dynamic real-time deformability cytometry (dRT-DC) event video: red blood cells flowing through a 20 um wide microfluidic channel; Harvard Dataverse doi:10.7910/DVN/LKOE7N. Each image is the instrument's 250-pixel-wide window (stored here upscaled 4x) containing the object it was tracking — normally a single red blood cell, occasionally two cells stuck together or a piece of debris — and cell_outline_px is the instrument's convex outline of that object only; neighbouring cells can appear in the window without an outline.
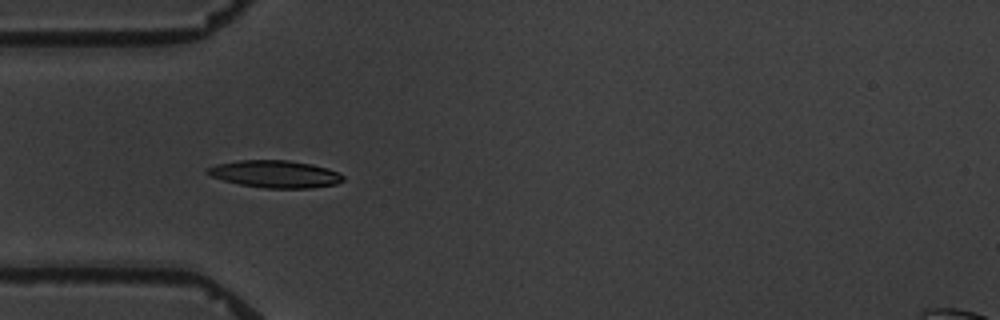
{"species": "common noctule bat (a hibernating species)", "species_latin": "Nyctalus noctula", "temperature_condition": "warm", "stored_images_in_passage": 6, "camera_frame_rate_fps": 3000, "um_per_image_px": 0.085, "animal": {"sex": "male", "body_mass_g": 19.5, "forearm_length_mm": 54.6}, "frame": {"image": 1, "passage_image": 4, "time_ms": 3.333, "image_size_px": [1000, 320], "cell_outline_px": [[344, 180], [336, 184], [312, 188], [264, 188], [240, 184], [224, 180], [212, 176], [204, 172], [208, 168], [216, 164], [240, 160], [288, 160], [312, 164], [328, 168], [340, 172], [344, 176]], "centroid_in_image_um": [23.43, 14.79], "position_along_channel_um": 61.6, "area_um2": 21.62}}
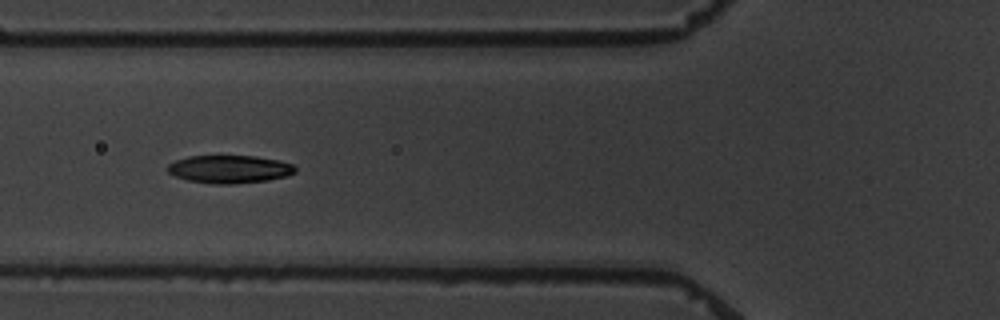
{"frame": {"image": 2, "passage_image": 5, "time_ms": 4.667, "image_size_px": [1000, 320], "cell_outline_px": [[296, 172], [288, 176], [268, 180], [232, 184], [212, 184], [188, 180], [176, 176], [168, 172], [168, 164], [176, 160], [188, 156], [256, 156], [280, 160], [292, 164], [296, 168]], "centroid_in_image_um": [19.54, 14.38], "position_along_channel_um": 106.3, "area_um2": 20.81}}
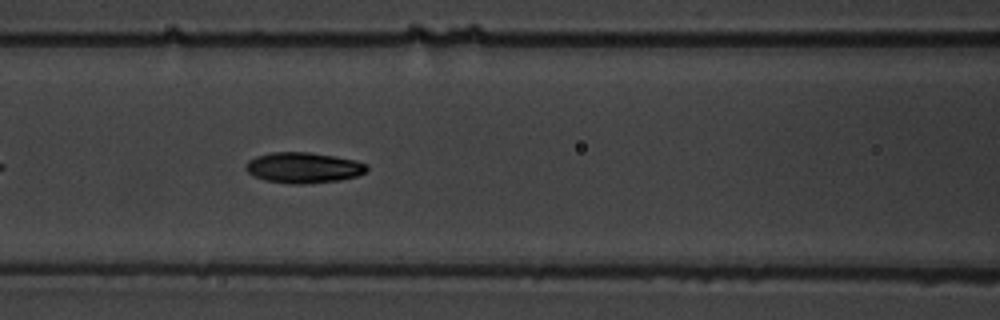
{"frame": {"image": 3, "passage_image": 6, "time_ms": 5.667, "image_size_px": [1000, 320], "cell_outline_px": [[368, 172], [356, 176], [340, 180], [304, 184], [292, 184], [264, 180], [248, 172], [244, 168], [248, 160], [256, 156], [272, 152], [308, 152], [356, 160], [368, 164]], "centroid_in_image_um": [25.81, 14.25], "position_along_channel_um": 140.8, "area_um2": 21.68}}